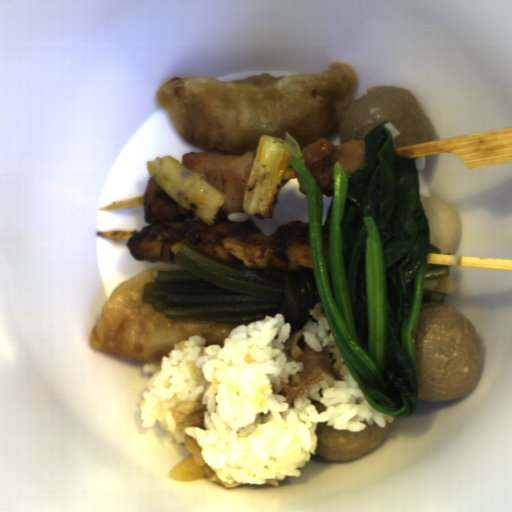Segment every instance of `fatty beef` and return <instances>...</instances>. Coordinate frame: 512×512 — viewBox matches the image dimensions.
Instances as JSON below:
<instances>
[{
	"label": "fatty beef",
	"mask_w": 512,
	"mask_h": 512,
	"mask_svg": "<svg viewBox=\"0 0 512 512\" xmlns=\"http://www.w3.org/2000/svg\"><path fill=\"white\" fill-rule=\"evenodd\" d=\"M302 329L303 326H299L291 330L283 345L289 363L297 361L303 364V371L287 377L288 383L280 379L281 390L278 395L285 398L288 410L293 409L294 399L305 392L307 387L323 379L324 372L335 380L340 379L327 353L314 351L304 344Z\"/></svg>",
	"instance_id": "8fa450e3"
}]
</instances>
